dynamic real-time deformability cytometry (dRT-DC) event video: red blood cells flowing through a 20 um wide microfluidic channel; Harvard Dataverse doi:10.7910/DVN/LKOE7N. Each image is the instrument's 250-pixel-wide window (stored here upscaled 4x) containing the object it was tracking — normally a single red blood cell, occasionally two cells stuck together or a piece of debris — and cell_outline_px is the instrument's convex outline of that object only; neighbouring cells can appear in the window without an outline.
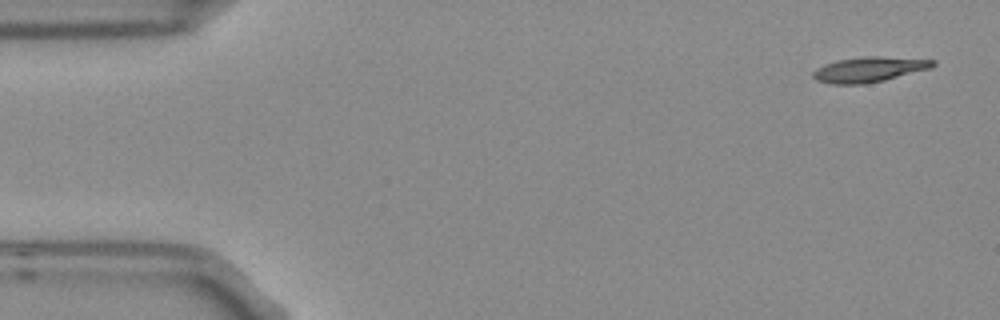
{"species": "Egyptian fruit bat (a non-hibernating species)", "species_latin": "Rousettus aegyptiacus", "temperature_condition": "room temperature", "stored_images_in_passage": 5, "segment_of_instrument_passage": [2, 2], "camera_frame_rate_fps": 3000, "um_per_image_px": 0.085, "frame": {"image": 1, "passage_image": 5, "time_ms": 1.333, "image_size_px": [1000, 320], "cell_outline_px": [[936, 64], [932, 68], [884, 80], [864, 84], [832, 84], [816, 80], [812, 76], [812, 72], [816, 68], [824, 64], [836, 60], [864, 56], [880, 56], [936, 60]], "centroid_in_image_um": [73.86, 5.9], "position_along_channel_um": 11.1, "area_um2": 17.69}}